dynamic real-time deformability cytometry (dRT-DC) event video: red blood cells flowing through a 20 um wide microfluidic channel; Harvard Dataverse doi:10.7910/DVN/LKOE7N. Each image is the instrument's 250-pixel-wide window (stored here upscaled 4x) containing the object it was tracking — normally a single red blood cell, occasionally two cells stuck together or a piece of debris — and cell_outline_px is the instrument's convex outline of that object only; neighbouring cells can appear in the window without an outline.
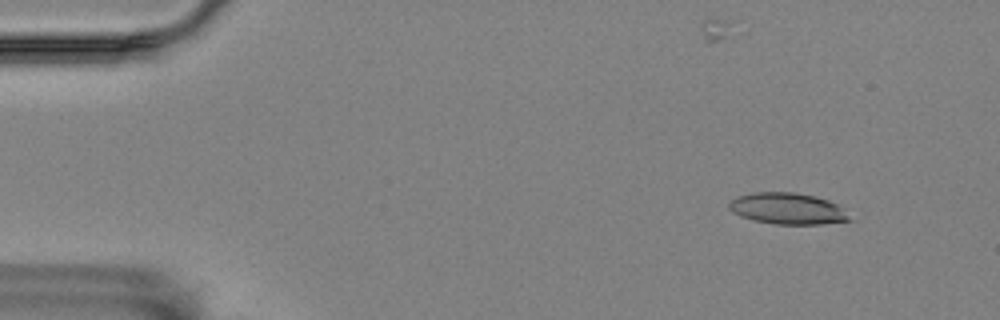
{"species": "Egyptian fruit bat (a non-hibernating species)", "species_latin": "Rousettus aegyptiacus", "temperature_condition": "room temperature", "stored_images_in_passage": 57, "camera_frame_rate_fps": 3000, "um_per_image_px": 0.085, "animal": {"sex": "female"}, "frame": {"image": 1, "passage_image": 6, "time_ms": 1.667, "image_size_px": [1000, 320], "cell_outline_px": [[852, 220], [824, 224], [776, 224], [752, 220], [740, 216], [732, 212], [728, 208], [728, 204], [736, 196], [752, 192], [796, 192], [828, 200], [844, 208]], "centroid_in_image_um": [66.93, 17.73], "position_along_channel_um": 18.1, "area_um2": 22.14}}
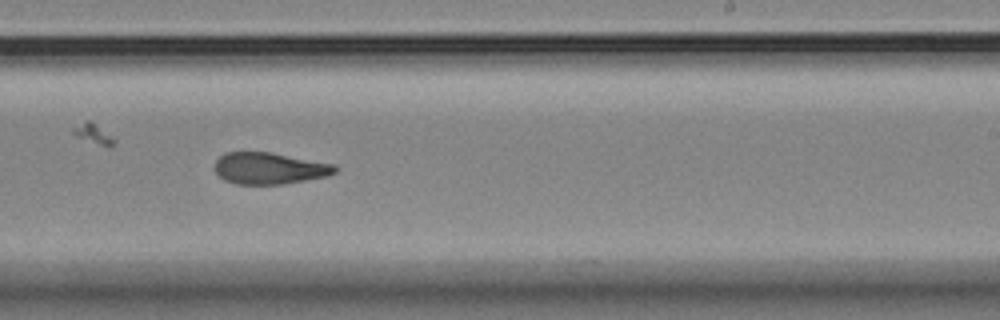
{"frame": {"image": 2, "passage_image": 35, "time_ms": 11.333, "image_size_px": [1000, 320], "cell_outline_px": [[336, 172], [328, 176], [284, 184], [236, 184], [224, 180], [216, 172], [216, 160], [224, 152], [268, 152], [332, 164], [336, 168]], "centroid_in_image_um": [22.87, 14.31], "position_along_channel_um": 266.1, "area_um2": 21.85}}
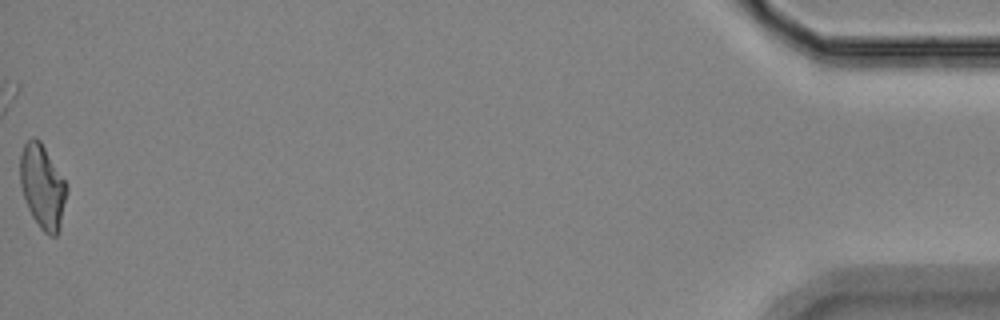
{"frame": {"image": 3, "passage_image": 57, "time_ms": 18.667, "image_size_px": [1000, 320], "cell_outline_px": [[68, 188], [60, 232], [56, 236], [48, 236], [40, 228], [32, 216], [28, 208], [20, 184], [20, 156], [24, 144], [32, 136], [36, 136], [40, 140], [64, 180]], "centroid_in_image_um": [3.62, 15.89], "position_along_channel_um": 431.6, "area_um2": 22.83}, "authors_computed_cell_mechanics": {"area_um2": 22.4264, "velocity_mm_per_s": 3.5391, "shape_relaxation_time_tau1_ms": null, "shape_relaxation_time_tau2_ms": 6.5618, "deformation_change_tau1": null, "deformation_change_tau2": 0.1577}}